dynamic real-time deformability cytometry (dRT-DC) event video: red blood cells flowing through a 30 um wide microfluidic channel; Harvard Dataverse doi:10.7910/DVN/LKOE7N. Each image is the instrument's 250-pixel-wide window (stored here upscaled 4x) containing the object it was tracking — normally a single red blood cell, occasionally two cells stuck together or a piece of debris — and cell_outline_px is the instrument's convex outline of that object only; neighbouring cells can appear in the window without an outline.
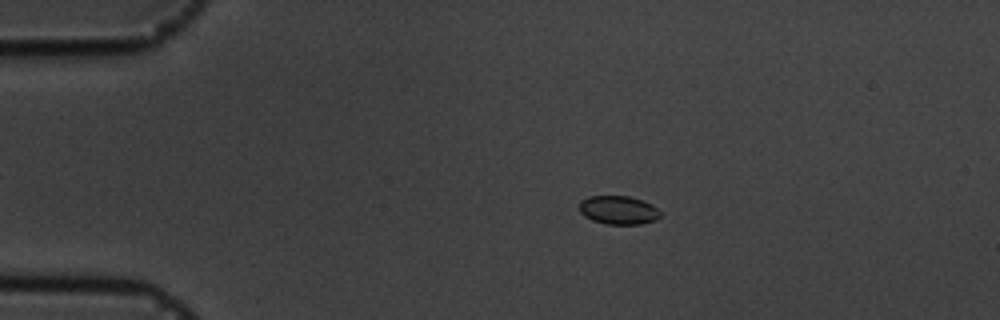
{"species": "common noctule bat (a hibernating species)", "species_latin": "Nyctalus noctula", "temperature_condition": "cold", "stored_images_in_passage": 55, "camera_frame_rate_fps": 3000, "um_per_image_px": 0.085, "animal": {"sex": "male", "body_mass_g": 19.5, "forearm_length_mm": 54.6}, "frame": {"image": 1, "passage_image": 11, "time_ms": 3.333, "image_size_px": [1000, 320], "cell_outline_px": [[660, 216], [656, 220], [640, 224], [608, 224], [592, 220], [584, 216], [580, 212], [580, 200], [588, 196], [628, 196], [652, 204], [660, 212]], "centroid_in_image_um": [52.55, 17.85], "position_along_channel_um": 32.5, "area_um2": 13.41}}
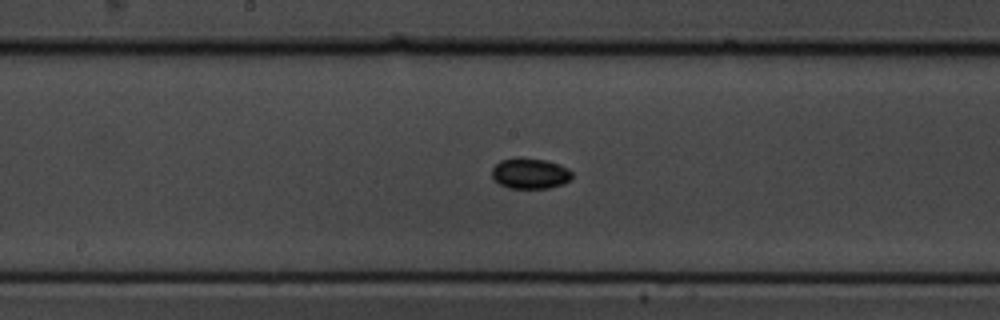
{"frame": {"image": 2, "passage_image": 29, "time_ms": 9.333, "image_size_px": [1000, 320], "cell_outline_px": [[572, 176], [564, 184], [548, 188], [508, 188], [492, 180], [492, 168], [500, 160], [516, 156], [520, 156], [544, 160], [560, 164], [568, 168], [572, 172]], "centroid_in_image_um": [45.02, 14.72], "position_along_channel_um": 203.2, "area_um2": 14.62}}
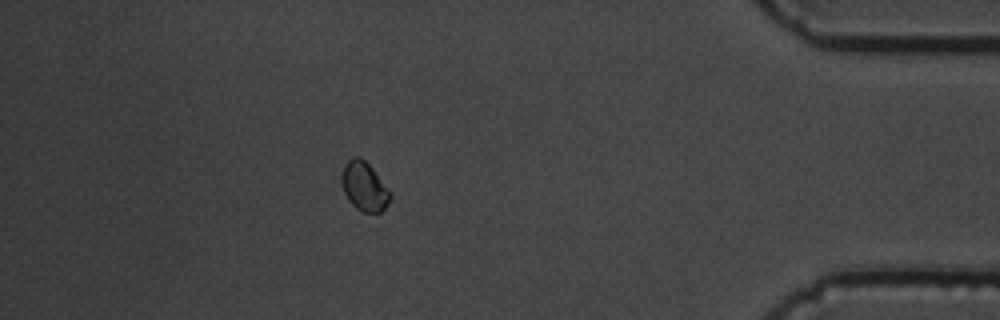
{"frame": {"image": 3, "passage_image": 49, "time_ms": 16.0, "image_size_px": [1000, 320], "cell_outline_px": [[392, 196], [388, 204], [380, 212], [364, 212], [356, 208], [348, 200], [340, 184], [340, 172], [344, 164], [352, 156], [360, 156], [372, 168], [392, 192]], "centroid_in_image_um": [30.94, 15.82], "position_along_channel_um": 404.3, "area_um2": 14.16}}